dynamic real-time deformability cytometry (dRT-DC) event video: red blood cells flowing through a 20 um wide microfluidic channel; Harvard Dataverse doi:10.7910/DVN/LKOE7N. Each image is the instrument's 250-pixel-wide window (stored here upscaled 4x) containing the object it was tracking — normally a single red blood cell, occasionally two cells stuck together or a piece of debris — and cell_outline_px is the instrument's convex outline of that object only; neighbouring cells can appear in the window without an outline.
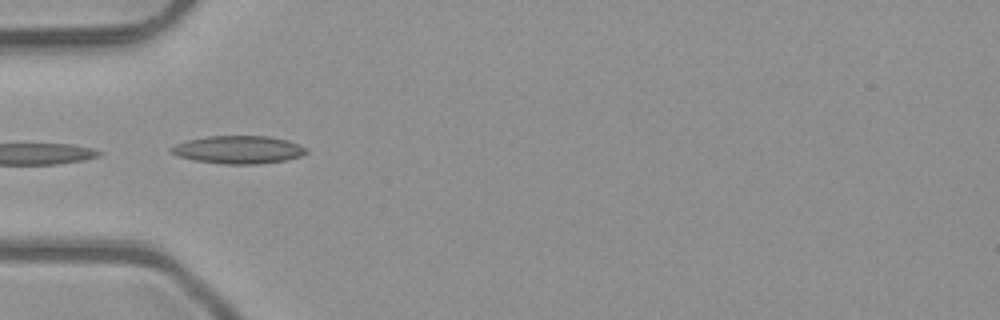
{"species": "common noctule bat (a hibernating species)", "species_latin": "Nyctalus noctula", "temperature_condition": "room temperature", "stored_images_in_passage": 4, "camera_frame_rate_fps": 3000, "um_per_image_px": 0.085, "animal": {"sex": "male", "body_mass_g": 23.1, "forearm_length_mm": 52.7}, "frame": {"image": 1, "passage_image": 2, "time_ms": 0.333, "image_size_px": [1000, 320], "cell_outline_px": [[308, 152], [300, 156], [284, 160], [256, 164], [224, 164], [192, 160], [176, 156], [168, 152], [168, 148], [176, 144], [188, 140], [208, 136], [268, 136], [288, 140], [300, 144], [308, 148]], "centroid_in_image_um": [20.24, 12.72], "position_along_channel_um": 64.8, "area_um2": 22.14}}
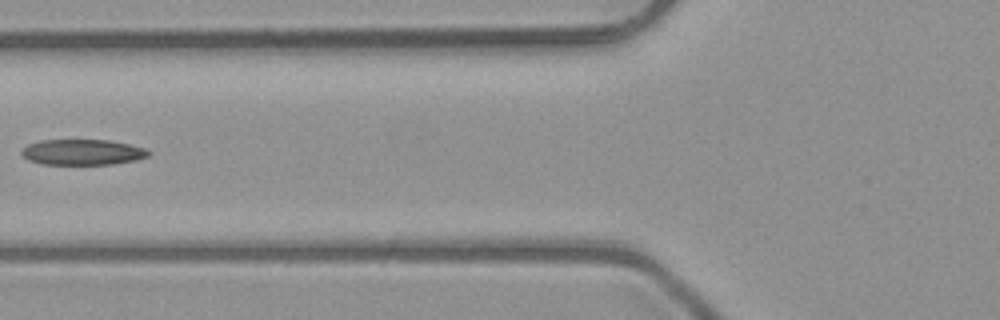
{"frame": {"image": 2, "passage_image": 3, "time_ms": 0.667, "image_size_px": [1000, 320], "cell_outline_px": [[152, 152], [148, 156], [136, 160], [112, 164], [44, 164], [28, 160], [20, 152], [28, 144], [40, 140], [108, 140], [148, 148]], "centroid_in_image_um": [7.05, 12.93], "position_along_channel_um": 118.7, "area_um2": 18.96}}
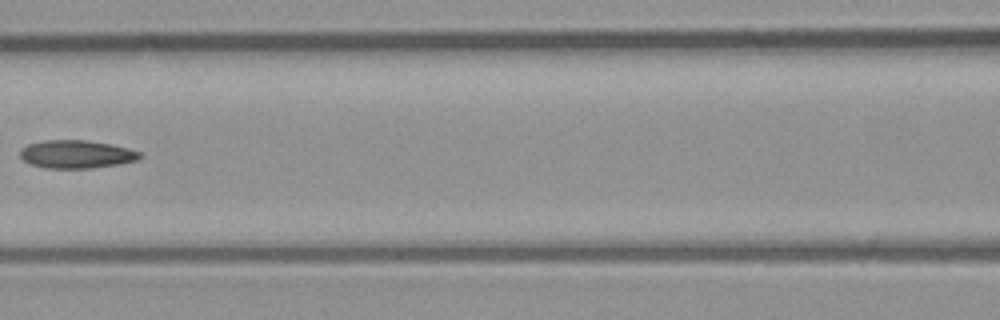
{"frame": {"image": 3, "passage_image": 4, "time_ms": 1.0, "image_size_px": [1000, 320], "cell_outline_px": [[140, 156], [136, 160], [116, 164], [92, 168], [48, 168], [32, 164], [24, 160], [20, 156], [20, 148], [28, 144], [44, 140], [84, 140], [112, 144], [128, 148], [140, 152]], "centroid_in_image_um": [6.46, 13.1], "position_along_channel_um": 160.1, "area_um2": 19.36}}